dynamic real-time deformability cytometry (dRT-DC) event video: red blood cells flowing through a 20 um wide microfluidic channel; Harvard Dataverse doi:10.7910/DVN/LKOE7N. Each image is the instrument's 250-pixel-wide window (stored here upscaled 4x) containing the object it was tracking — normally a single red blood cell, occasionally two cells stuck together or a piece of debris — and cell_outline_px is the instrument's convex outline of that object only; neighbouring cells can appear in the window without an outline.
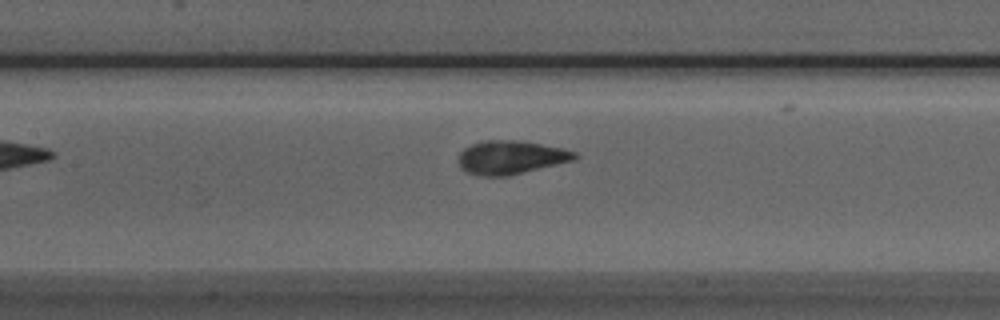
{"species": "Egyptian fruit bat (a non-hibernating species)", "species_latin": "Rousettus aegyptiacus", "temperature_condition": "room temperature", "stored_images_in_passage": 28, "camera_frame_rate_fps": 3000, "um_per_image_px": 0.085, "animal": {"sex": "male"}, "frame": {"image": 1, "passage_image": 9, "time_ms": 2.667, "image_size_px": [1000, 320], "cell_outline_px": [[580, 156], [576, 160], [508, 176], [480, 176], [468, 172], [460, 168], [456, 160], [460, 152], [464, 148], [472, 144], [488, 140], [520, 140], [564, 148], [576, 152]], "centroid_in_image_um": [43.44, 13.38], "position_along_channel_um": 164.0, "area_um2": 23.06}}
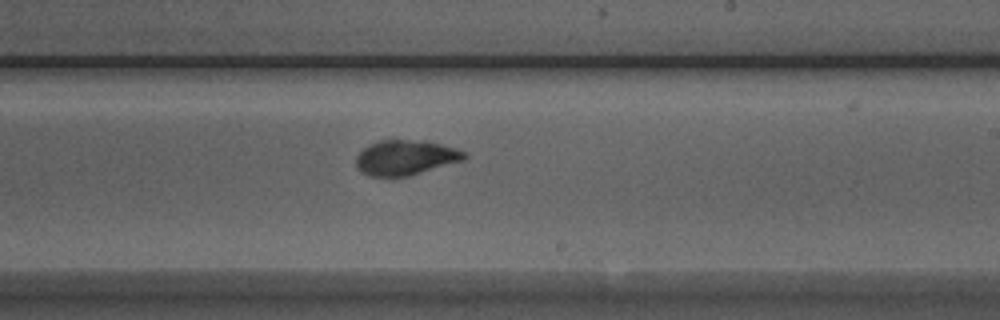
{"frame": {"image": 2, "passage_image": 16, "time_ms": 5.0, "image_size_px": [1000, 320], "cell_outline_px": [[468, 156], [464, 160], [408, 176], [372, 176], [360, 172], [356, 164], [356, 156], [368, 144], [380, 140], [424, 140], [456, 148], [468, 152]], "centroid_in_image_um": [34.49, 13.38], "position_along_channel_um": 254.5, "area_um2": 22.14}}
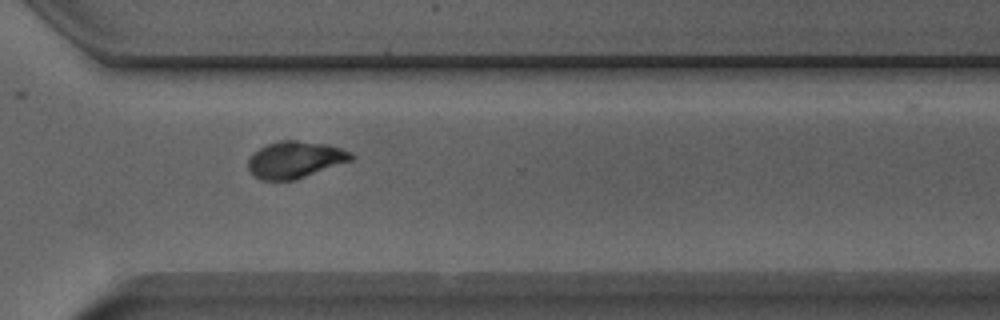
{"frame": {"image": 3, "passage_image": 23, "time_ms": 7.333, "image_size_px": [1000, 320], "cell_outline_px": [[356, 156], [352, 160], [292, 180], [260, 180], [248, 168], [248, 160], [252, 152], [268, 144], [280, 140], [296, 140], [328, 144], [352, 152]], "centroid_in_image_um": [25.08, 13.55], "position_along_channel_um": 345.5, "area_um2": 21.91}}